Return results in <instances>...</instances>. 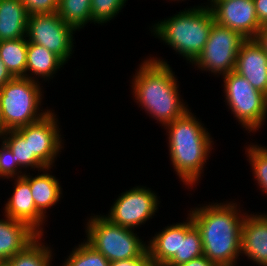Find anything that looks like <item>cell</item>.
Instances as JSON below:
<instances>
[{"label":"cell","instance_id":"1","mask_svg":"<svg viewBox=\"0 0 267 266\" xmlns=\"http://www.w3.org/2000/svg\"><path fill=\"white\" fill-rule=\"evenodd\" d=\"M237 206L231 201L190 210L201 233L203 255L216 266H236L241 255V227L247 212L242 214Z\"/></svg>","mask_w":267,"mask_h":266},{"label":"cell","instance_id":"2","mask_svg":"<svg viewBox=\"0 0 267 266\" xmlns=\"http://www.w3.org/2000/svg\"><path fill=\"white\" fill-rule=\"evenodd\" d=\"M177 82L167 61L157 57L144 60L133 75L131 88L136 102L162 126L189 110L180 99Z\"/></svg>","mask_w":267,"mask_h":266},{"label":"cell","instance_id":"3","mask_svg":"<svg viewBox=\"0 0 267 266\" xmlns=\"http://www.w3.org/2000/svg\"><path fill=\"white\" fill-rule=\"evenodd\" d=\"M190 111L164 127L168 132L169 155L174 171L184 185L193 188L210 157L213 141L204 124Z\"/></svg>","mask_w":267,"mask_h":266},{"label":"cell","instance_id":"4","mask_svg":"<svg viewBox=\"0 0 267 266\" xmlns=\"http://www.w3.org/2000/svg\"><path fill=\"white\" fill-rule=\"evenodd\" d=\"M159 22L152 26L151 33L193 63L203 51L215 21L211 8L206 5L185 8Z\"/></svg>","mask_w":267,"mask_h":266},{"label":"cell","instance_id":"5","mask_svg":"<svg viewBox=\"0 0 267 266\" xmlns=\"http://www.w3.org/2000/svg\"><path fill=\"white\" fill-rule=\"evenodd\" d=\"M86 242L111 261L149 257L146 241L134 230L112 223L104 215L91 216L86 224Z\"/></svg>","mask_w":267,"mask_h":266},{"label":"cell","instance_id":"6","mask_svg":"<svg viewBox=\"0 0 267 266\" xmlns=\"http://www.w3.org/2000/svg\"><path fill=\"white\" fill-rule=\"evenodd\" d=\"M40 85L26 77H14L0 88V108L7 130L37 122L49 113L48 109L40 112L43 97Z\"/></svg>","mask_w":267,"mask_h":266},{"label":"cell","instance_id":"7","mask_svg":"<svg viewBox=\"0 0 267 266\" xmlns=\"http://www.w3.org/2000/svg\"><path fill=\"white\" fill-rule=\"evenodd\" d=\"M225 101L243 128L256 132L267 118V95L235 71L223 75Z\"/></svg>","mask_w":267,"mask_h":266},{"label":"cell","instance_id":"8","mask_svg":"<svg viewBox=\"0 0 267 266\" xmlns=\"http://www.w3.org/2000/svg\"><path fill=\"white\" fill-rule=\"evenodd\" d=\"M245 40L240 33L214 22L203 51L192 65L217 76L228 74L235 70L238 52Z\"/></svg>","mask_w":267,"mask_h":266},{"label":"cell","instance_id":"9","mask_svg":"<svg viewBox=\"0 0 267 266\" xmlns=\"http://www.w3.org/2000/svg\"><path fill=\"white\" fill-rule=\"evenodd\" d=\"M75 31L57 12L31 14L27 21L26 37L28 43L44 46L66 63L73 53Z\"/></svg>","mask_w":267,"mask_h":266},{"label":"cell","instance_id":"10","mask_svg":"<svg viewBox=\"0 0 267 266\" xmlns=\"http://www.w3.org/2000/svg\"><path fill=\"white\" fill-rule=\"evenodd\" d=\"M155 192L144 186L133 187L115 200L108 215H104L112 223L134 230L147 220L159 209Z\"/></svg>","mask_w":267,"mask_h":266},{"label":"cell","instance_id":"11","mask_svg":"<svg viewBox=\"0 0 267 266\" xmlns=\"http://www.w3.org/2000/svg\"><path fill=\"white\" fill-rule=\"evenodd\" d=\"M49 111L42 119L17 130L29 142L31 154H35L47 167H53L55 158L63 148L58 118Z\"/></svg>","mask_w":267,"mask_h":266},{"label":"cell","instance_id":"12","mask_svg":"<svg viewBox=\"0 0 267 266\" xmlns=\"http://www.w3.org/2000/svg\"><path fill=\"white\" fill-rule=\"evenodd\" d=\"M209 7L216 23L240 33L246 39H254L262 27L253 0H214Z\"/></svg>","mask_w":267,"mask_h":266},{"label":"cell","instance_id":"13","mask_svg":"<svg viewBox=\"0 0 267 266\" xmlns=\"http://www.w3.org/2000/svg\"><path fill=\"white\" fill-rule=\"evenodd\" d=\"M14 190L5 204V216L26 223L38 235H44L42 224L45 218L37 209L33 200L30 184L23 178H13Z\"/></svg>","mask_w":267,"mask_h":266},{"label":"cell","instance_id":"14","mask_svg":"<svg viewBox=\"0 0 267 266\" xmlns=\"http://www.w3.org/2000/svg\"><path fill=\"white\" fill-rule=\"evenodd\" d=\"M234 71L267 95V54L255 38L242 43Z\"/></svg>","mask_w":267,"mask_h":266},{"label":"cell","instance_id":"15","mask_svg":"<svg viewBox=\"0 0 267 266\" xmlns=\"http://www.w3.org/2000/svg\"><path fill=\"white\" fill-rule=\"evenodd\" d=\"M267 266V214H246L241 227V256Z\"/></svg>","mask_w":267,"mask_h":266},{"label":"cell","instance_id":"16","mask_svg":"<svg viewBox=\"0 0 267 266\" xmlns=\"http://www.w3.org/2000/svg\"><path fill=\"white\" fill-rule=\"evenodd\" d=\"M4 217L0 219V261H8L38 236L26 223Z\"/></svg>","mask_w":267,"mask_h":266},{"label":"cell","instance_id":"17","mask_svg":"<svg viewBox=\"0 0 267 266\" xmlns=\"http://www.w3.org/2000/svg\"><path fill=\"white\" fill-rule=\"evenodd\" d=\"M51 167H46L42 171V174L35 177L29 175L23 176V178L30 184L33 200L36 209L44 216L47 213V209L55 205L61 198L62 188L55 176L51 175L49 171ZM45 172V173H44Z\"/></svg>","mask_w":267,"mask_h":266},{"label":"cell","instance_id":"18","mask_svg":"<svg viewBox=\"0 0 267 266\" xmlns=\"http://www.w3.org/2000/svg\"><path fill=\"white\" fill-rule=\"evenodd\" d=\"M28 17L20 0H0V41L25 38Z\"/></svg>","mask_w":267,"mask_h":266},{"label":"cell","instance_id":"19","mask_svg":"<svg viewBox=\"0 0 267 266\" xmlns=\"http://www.w3.org/2000/svg\"><path fill=\"white\" fill-rule=\"evenodd\" d=\"M147 243L151 266H164L179 253L180 223L163 228Z\"/></svg>","mask_w":267,"mask_h":266},{"label":"cell","instance_id":"20","mask_svg":"<svg viewBox=\"0 0 267 266\" xmlns=\"http://www.w3.org/2000/svg\"><path fill=\"white\" fill-rule=\"evenodd\" d=\"M64 64L65 63L57 55L50 52L44 46L28 43L26 78L32 79L33 81L37 80V82H39V77L44 78L43 80H49L51 77H54L53 75L56 74L59 68L63 67ZM32 75H36L35 78Z\"/></svg>","mask_w":267,"mask_h":266},{"label":"cell","instance_id":"21","mask_svg":"<svg viewBox=\"0 0 267 266\" xmlns=\"http://www.w3.org/2000/svg\"><path fill=\"white\" fill-rule=\"evenodd\" d=\"M200 256H203L201 233L188 214L186 222H180L179 253H176L164 266H178Z\"/></svg>","mask_w":267,"mask_h":266},{"label":"cell","instance_id":"22","mask_svg":"<svg viewBox=\"0 0 267 266\" xmlns=\"http://www.w3.org/2000/svg\"><path fill=\"white\" fill-rule=\"evenodd\" d=\"M27 38L0 41V59L14 77H26Z\"/></svg>","mask_w":267,"mask_h":266},{"label":"cell","instance_id":"23","mask_svg":"<svg viewBox=\"0 0 267 266\" xmlns=\"http://www.w3.org/2000/svg\"><path fill=\"white\" fill-rule=\"evenodd\" d=\"M1 140L13 152L15 163L23 170L31 167L30 169L37 168L42 172L47 167L35 154H31L29 142L25 141L24 136L17 129L8 130Z\"/></svg>","mask_w":267,"mask_h":266},{"label":"cell","instance_id":"24","mask_svg":"<svg viewBox=\"0 0 267 266\" xmlns=\"http://www.w3.org/2000/svg\"><path fill=\"white\" fill-rule=\"evenodd\" d=\"M42 238V235H38L22 251L6 261L9 266H51L52 250L41 242Z\"/></svg>","mask_w":267,"mask_h":266},{"label":"cell","instance_id":"25","mask_svg":"<svg viewBox=\"0 0 267 266\" xmlns=\"http://www.w3.org/2000/svg\"><path fill=\"white\" fill-rule=\"evenodd\" d=\"M57 13L66 24L78 31L88 22L92 23L91 0H59Z\"/></svg>","mask_w":267,"mask_h":266},{"label":"cell","instance_id":"26","mask_svg":"<svg viewBox=\"0 0 267 266\" xmlns=\"http://www.w3.org/2000/svg\"><path fill=\"white\" fill-rule=\"evenodd\" d=\"M75 247L62 266H109L110 262L103 254L83 240Z\"/></svg>","mask_w":267,"mask_h":266},{"label":"cell","instance_id":"27","mask_svg":"<svg viewBox=\"0 0 267 266\" xmlns=\"http://www.w3.org/2000/svg\"><path fill=\"white\" fill-rule=\"evenodd\" d=\"M249 163L252 167V174L261 191L267 195V148L254 143L246 147Z\"/></svg>","mask_w":267,"mask_h":266},{"label":"cell","instance_id":"28","mask_svg":"<svg viewBox=\"0 0 267 266\" xmlns=\"http://www.w3.org/2000/svg\"><path fill=\"white\" fill-rule=\"evenodd\" d=\"M127 0H91L92 22L104 24L115 18Z\"/></svg>","mask_w":267,"mask_h":266},{"label":"cell","instance_id":"29","mask_svg":"<svg viewBox=\"0 0 267 266\" xmlns=\"http://www.w3.org/2000/svg\"><path fill=\"white\" fill-rule=\"evenodd\" d=\"M0 146V177L1 178H19L25 175L22 173V168H20L15 163V158L13 157V152L9 147L1 140Z\"/></svg>","mask_w":267,"mask_h":266},{"label":"cell","instance_id":"30","mask_svg":"<svg viewBox=\"0 0 267 266\" xmlns=\"http://www.w3.org/2000/svg\"><path fill=\"white\" fill-rule=\"evenodd\" d=\"M29 15L58 12L59 0H20Z\"/></svg>","mask_w":267,"mask_h":266},{"label":"cell","instance_id":"31","mask_svg":"<svg viewBox=\"0 0 267 266\" xmlns=\"http://www.w3.org/2000/svg\"><path fill=\"white\" fill-rule=\"evenodd\" d=\"M109 266H151L149 257H137L120 261H111Z\"/></svg>","mask_w":267,"mask_h":266},{"label":"cell","instance_id":"32","mask_svg":"<svg viewBox=\"0 0 267 266\" xmlns=\"http://www.w3.org/2000/svg\"><path fill=\"white\" fill-rule=\"evenodd\" d=\"M258 18L261 26L267 24V0H253Z\"/></svg>","mask_w":267,"mask_h":266},{"label":"cell","instance_id":"33","mask_svg":"<svg viewBox=\"0 0 267 266\" xmlns=\"http://www.w3.org/2000/svg\"><path fill=\"white\" fill-rule=\"evenodd\" d=\"M178 266H216V265L203 255L194 258L188 262H185L183 264H180Z\"/></svg>","mask_w":267,"mask_h":266},{"label":"cell","instance_id":"34","mask_svg":"<svg viewBox=\"0 0 267 266\" xmlns=\"http://www.w3.org/2000/svg\"><path fill=\"white\" fill-rule=\"evenodd\" d=\"M14 76L9 72L3 61L0 59V88L12 80Z\"/></svg>","mask_w":267,"mask_h":266},{"label":"cell","instance_id":"35","mask_svg":"<svg viewBox=\"0 0 267 266\" xmlns=\"http://www.w3.org/2000/svg\"><path fill=\"white\" fill-rule=\"evenodd\" d=\"M255 39L267 54V24L259 29Z\"/></svg>","mask_w":267,"mask_h":266},{"label":"cell","instance_id":"36","mask_svg":"<svg viewBox=\"0 0 267 266\" xmlns=\"http://www.w3.org/2000/svg\"><path fill=\"white\" fill-rule=\"evenodd\" d=\"M7 131L8 130L6 129V127L4 125V121H3V118H2V111H1V108H0V139Z\"/></svg>","mask_w":267,"mask_h":266},{"label":"cell","instance_id":"37","mask_svg":"<svg viewBox=\"0 0 267 266\" xmlns=\"http://www.w3.org/2000/svg\"><path fill=\"white\" fill-rule=\"evenodd\" d=\"M0 266H9V264L6 261H0Z\"/></svg>","mask_w":267,"mask_h":266}]
</instances>
